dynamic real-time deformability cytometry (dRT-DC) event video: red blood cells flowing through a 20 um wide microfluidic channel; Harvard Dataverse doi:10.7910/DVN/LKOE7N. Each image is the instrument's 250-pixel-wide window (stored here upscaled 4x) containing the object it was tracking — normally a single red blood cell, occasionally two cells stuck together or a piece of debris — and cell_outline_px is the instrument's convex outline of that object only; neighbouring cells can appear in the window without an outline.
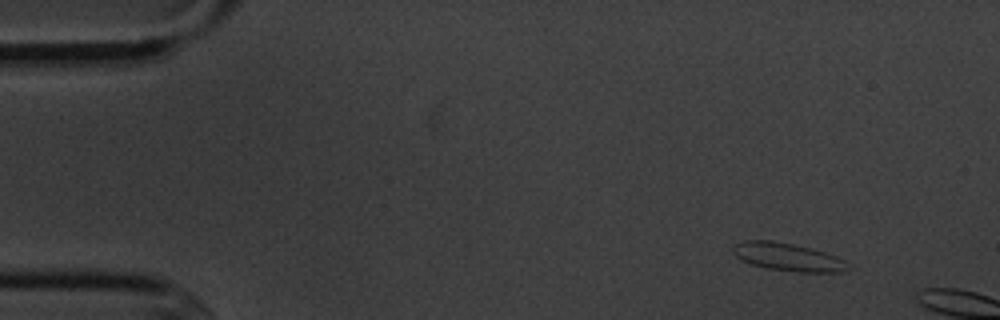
{"species": "common noctule bat (a hibernating species)", "species_latin": "Nyctalus noctula", "temperature_condition": "cold", "stored_images_in_passage": 2, "camera_frame_rate_fps": 3000, "um_per_image_px": 0.085, "animal": {"sex": "male", "body_mass_g": 20.1, "forearm_length_mm": 53.5}, "frame": {"image": 1, "passage_image": 1, "time_ms": 0.0, "image_size_px": [1000, 320], "cell_outline_px": [[852, 268], [840, 272], [796, 272], [768, 268], [752, 264], [740, 260], [732, 252], [732, 248], [736, 244], [744, 240], [772, 240], [812, 248], [836, 256], [844, 260]], "centroid_in_image_um": [66.97, 21.84], "position_along_channel_um": 18.0, "area_um2": 18.73}}